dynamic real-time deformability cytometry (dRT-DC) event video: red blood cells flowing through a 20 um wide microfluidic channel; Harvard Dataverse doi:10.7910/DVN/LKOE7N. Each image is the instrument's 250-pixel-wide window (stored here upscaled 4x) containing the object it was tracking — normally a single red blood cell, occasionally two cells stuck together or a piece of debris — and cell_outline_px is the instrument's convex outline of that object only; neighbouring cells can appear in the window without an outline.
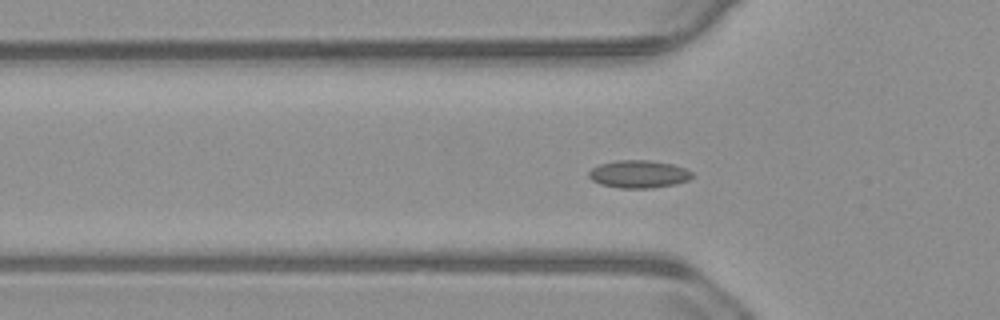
{"species": "common noctule bat (a hibernating species)", "species_latin": "Nyctalus noctula", "temperature_condition": "warm", "stored_images_in_passage": 57, "camera_frame_rate_fps": 3000, "um_per_image_px": 0.085, "animal": {"sex": "male", "body_mass_g": 23.1, "forearm_length_mm": 52.7}, "frame": {"image": 1, "passage_image": 18, "time_ms": 5.667, "image_size_px": [1000, 320], "cell_outline_px": [[696, 176], [688, 180], [676, 184], [652, 188], [620, 188], [600, 184], [592, 180], [588, 176], [588, 172], [592, 168], [600, 164], [616, 160], [648, 160], [672, 164], [684, 168], [692, 172]], "centroid_in_image_um": [54.3, 14.8], "position_along_channel_um": 71.5, "area_um2": 16.76}}
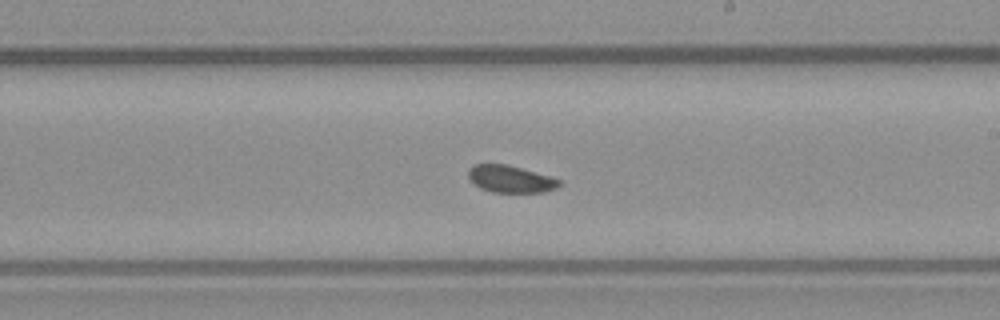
{"frame": {"image": 2, "passage_image": 32, "time_ms": 10.333, "image_size_px": [1000, 320], "cell_outline_px": [[560, 184], [556, 188], [544, 192], [492, 192], [480, 188], [468, 176], [468, 168], [472, 164], [508, 164], [548, 176], [560, 180]], "centroid_in_image_um": [43.36, 15.21], "position_along_channel_um": 245.6, "area_um2": 14.22}}
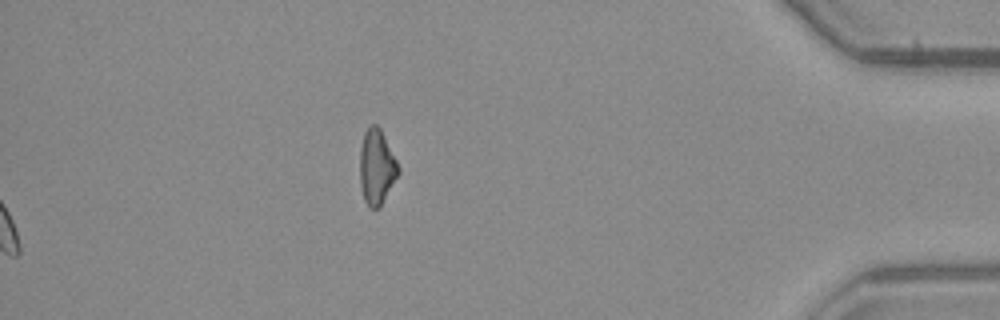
{"frame": {"image": 3, "passage_image": 57, "time_ms": 18.667, "image_size_px": [1000, 320], "cell_outline_px": [[400, 172], [380, 208], [368, 208], [364, 200], [360, 184], [360, 148], [364, 132], [372, 124], [376, 124], [380, 128], [400, 168]], "centroid_in_image_um": [32.01, 14.23], "position_along_channel_um": 403.2, "area_um2": 16.88}}